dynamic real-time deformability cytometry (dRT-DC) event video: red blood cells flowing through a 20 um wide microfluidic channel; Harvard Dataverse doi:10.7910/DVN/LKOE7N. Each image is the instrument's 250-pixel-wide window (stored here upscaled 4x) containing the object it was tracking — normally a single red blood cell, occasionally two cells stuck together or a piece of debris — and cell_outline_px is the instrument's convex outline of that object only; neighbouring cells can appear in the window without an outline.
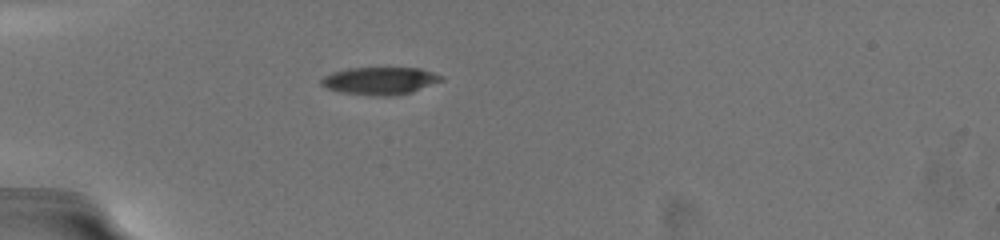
{"species": "common noctule bat (a hibernating species)", "species_latin": "Nyctalus noctula", "temperature_condition": "warm", "stored_images_in_passage": 36, "camera_frame_rate_fps": 3000, "um_per_image_px": 0.085, "animal": {"sex": "female", "body_mass_g": 19.5, "forearm_length_mm": 54.1}, "frame": {"image": 1, "passage_image": 1, "time_ms": 0.0, "image_size_px": [1000, 240], "cell_outline_px": [[444, 80], [412, 92], [392, 96], [372, 96], [340, 92], [328, 88], [320, 84], [320, 80], [324, 76], [332, 72], [348, 68], [420, 68], [444, 76]], "centroid_in_image_um": [32.3, 6.87], "position_along_channel_um": 52.7, "area_um2": 19.36}}
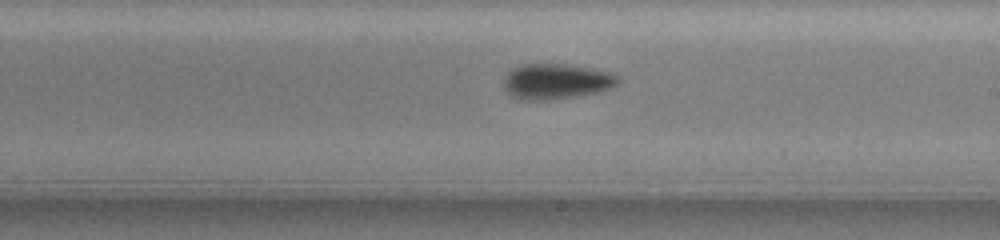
{"frame": {"image": 2, "passage_image": 24, "time_ms": 5.667, "image_size_px": [1000, 240], "cell_outline_px": [[620, 80], [612, 88], [596, 92], [576, 96], [548, 100], [528, 100], [512, 96], [504, 88], [504, 76], [512, 68], [520, 64], [572, 64], [612, 72], [620, 76]], "centroid_in_image_um": [47.3, 6.9], "position_along_channel_um": 241.7, "area_um2": 23.81}}
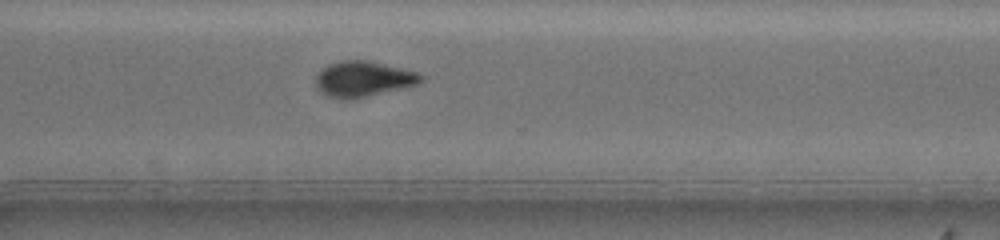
{"frame": {"image": 3, "passage_image": 35, "time_ms": 8.333, "image_size_px": [1000, 240], "cell_outline_px": [[424, 80], [420, 84], [404, 88], [352, 100], [340, 100], [328, 96], [320, 92], [316, 88], [316, 76], [328, 64], [340, 60], [364, 60], [420, 72], [424, 76]], "centroid_in_image_um": [30.9, 6.74], "position_along_channel_um": 339.7, "area_um2": 22.14}}